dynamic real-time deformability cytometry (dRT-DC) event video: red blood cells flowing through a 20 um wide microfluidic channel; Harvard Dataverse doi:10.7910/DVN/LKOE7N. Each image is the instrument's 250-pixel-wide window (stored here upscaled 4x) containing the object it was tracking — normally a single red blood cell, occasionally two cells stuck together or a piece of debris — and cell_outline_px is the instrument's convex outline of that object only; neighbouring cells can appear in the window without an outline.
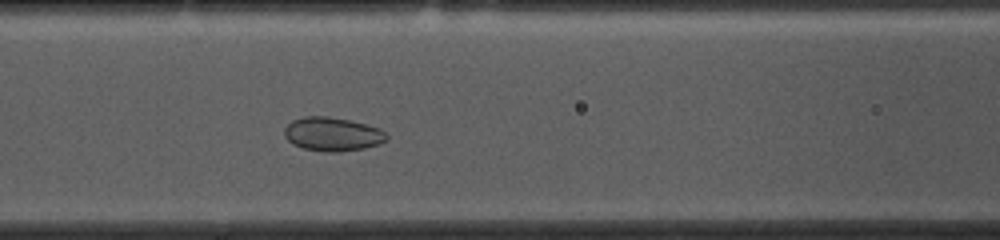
{"species": "common noctule bat (a hibernating species)", "species_latin": "Nyctalus noctula", "temperature_condition": "cold", "stored_images_in_passage": 51, "camera_frame_rate_fps": 3000, "um_per_image_px": 0.085, "animal": {"sex": "female", "body_mass_g": 10.0, "forearm_length_mm": 53.1}, "frame": {"image": 1, "passage_image": 19, "time_ms": 6.0, "image_size_px": [1000, 240], "cell_outline_px": [[388, 136], [380, 144], [364, 148], [336, 152], [324, 152], [304, 148], [292, 144], [284, 136], [284, 128], [292, 120], [304, 116], [328, 116], [352, 120], [368, 124], [380, 128]], "centroid_in_image_um": [28.25, 11.39], "position_along_channel_um": 138.4, "area_um2": 20.29}}
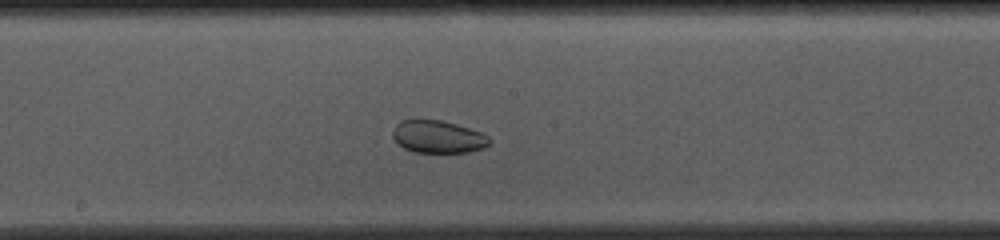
{"frame": {"image": 2, "passage_image": 25, "time_ms": 8.0, "image_size_px": [1000, 240], "cell_outline_px": [[492, 140], [484, 148], [468, 152], [412, 152], [396, 144], [392, 136], [392, 132], [396, 124], [400, 120], [412, 116], [420, 116], [440, 120], [456, 124], [480, 132], [488, 136]], "centroid_in_image_um": [37.14, 11.58], "position_along_channel_um": 211.1, "area_um2": 19.07}}
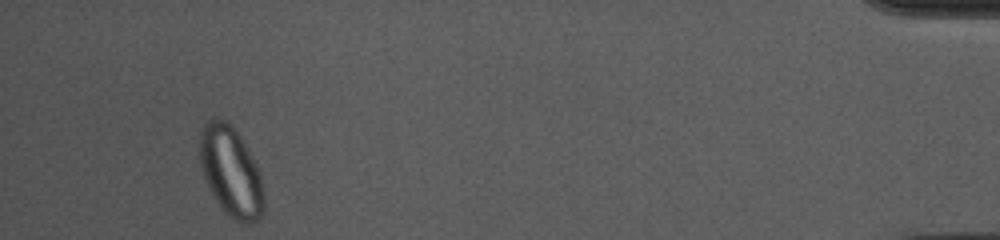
{"frame": {"image": 3, "passage_image": 48, "time_ms": 15.667, "image_size_px": [1000, 240], "cell_outline_px": [[264, 212], [256, 220], [248, 224], [240, 224], [228, 216], [220, 208], [208, 188], [200, 164], [200, 132], [204, 124], [212, 116], [216, 116], [224, 120], [236, 132], [252, 156], [260, 176], [264, 196]], "centroid_in_image_um": [19.61, 14.63], "position_along_channel_um": 415.6, "area_um2": 33.58}}